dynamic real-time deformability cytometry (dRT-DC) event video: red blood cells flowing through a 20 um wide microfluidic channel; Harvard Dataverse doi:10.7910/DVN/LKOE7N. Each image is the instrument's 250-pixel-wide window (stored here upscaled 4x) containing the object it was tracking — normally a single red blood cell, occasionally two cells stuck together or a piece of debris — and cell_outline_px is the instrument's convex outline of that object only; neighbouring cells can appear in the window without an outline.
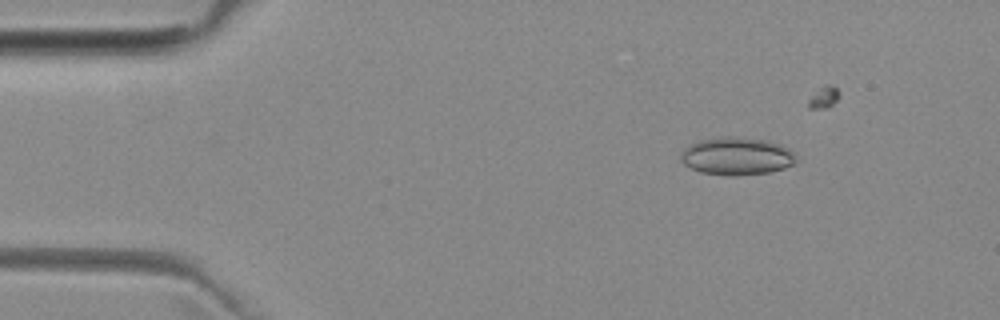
{"species": "common noctule bat (a hibernating species)", "species_latin": "Nyctalus noctula", "temperature_condition": "room temperature", "stored_images_in_passage": 5, "camera_frame_rate_fps": 3000, "um_per_image_px": 0.085, "animal": {"sex": "female", "body_mass_g": 29.2, "forearm_length_mm": 56.3}, "frame": {"image": 1, "passage_image": 2, "time_ms": 1.0, "image_size_px": [1000, 320], "cell_outline_px": [[796, 164], [784, 168], [768, 172], [736, 176], [732, 176], [700, 172], [684, 164], [680, 160], [680, 156], [684, 148], [688, 144], [700, 140], [720, 136], [732, 136], [768, 140], [780, 144], [788, 148], [796, 156]], "centroid_in_image_um": [62.62, 13.26], "position_along_channel_um": 22.4, "area_um2": 25.61}}